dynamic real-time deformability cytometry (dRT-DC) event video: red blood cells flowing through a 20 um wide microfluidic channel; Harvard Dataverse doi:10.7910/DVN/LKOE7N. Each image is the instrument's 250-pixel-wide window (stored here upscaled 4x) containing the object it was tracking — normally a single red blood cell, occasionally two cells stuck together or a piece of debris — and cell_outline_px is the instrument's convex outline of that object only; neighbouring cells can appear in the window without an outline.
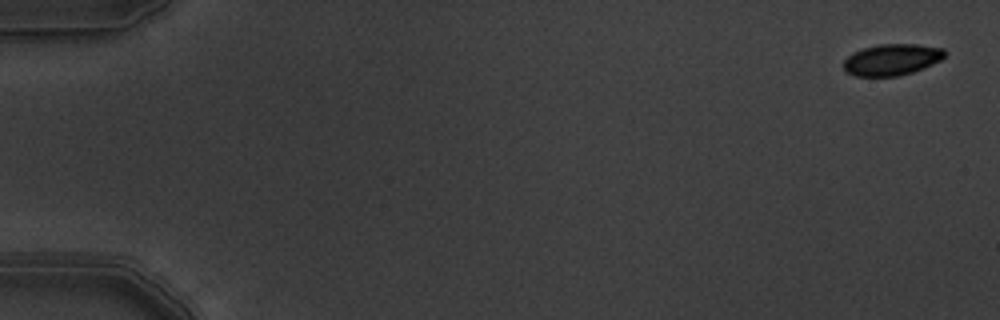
{"species": "common noctule bat (a hibernating species)", "species_latin": "Nyctalus noctula", "temperature_condition": "warm", "stored_images_in_passage": 6, "camera_frame_rate_fps": 3000, "um_per_image_px": 0.085, "animal": {"sex": "male", "body_mass_g": 19.5, "forearm_length_mm": 54.6}, "frame": {"image": 1, "passage_image": 1, "time_ms": 0.0, "image_size_px": [1000, 320], "cell_outline_px": [[944, 56], [940, 60], [924, 68], [900, 76], [856, 76], [844, 72], [844, 60], [852, 52], [864, 48], [880, 44], [916, 44], [944, 48]], "centroid_in_image_um": [75.78, 5.07], "position_along_channel_um": 9.2, "area_um2": 18.5}}
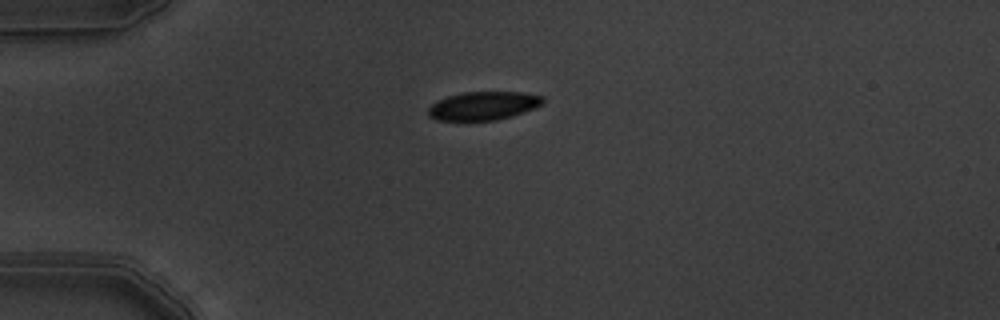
{"frame": {"image": 2, "passage_image": 5, "time_ms": 1.333, "image_size_px": [1000, 320], "cell_outline_px": [[544, 104], [536, 108], [512, 116], [496, 120], [436, 120], [428, 116], [428, 108], [436, 100], [460, 92], [524, 92], [544, 96]], "centroid_in_image_um": [41.11, 8.98], "position_along_channel_um": 43.9, "area_um2": 19.25}}